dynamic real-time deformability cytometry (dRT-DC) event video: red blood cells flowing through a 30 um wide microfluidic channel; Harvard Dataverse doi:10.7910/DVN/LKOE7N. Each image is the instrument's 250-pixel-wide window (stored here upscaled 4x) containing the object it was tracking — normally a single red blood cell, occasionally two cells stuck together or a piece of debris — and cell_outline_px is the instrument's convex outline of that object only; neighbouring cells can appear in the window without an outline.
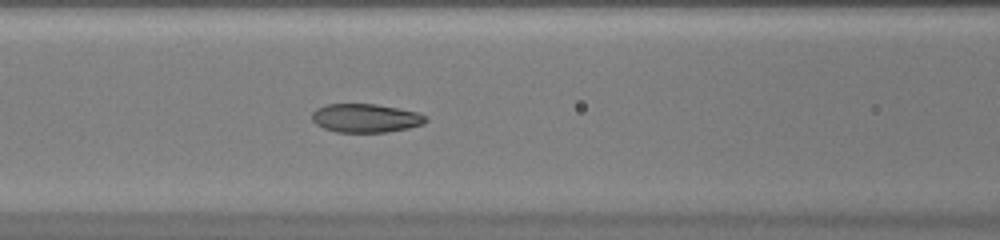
{"species": "common noctule bat (a hibernating species)", "species_latin": "Nyctalus noctula", "temperature_condition": "warm", "stored_images_in_passage": 36, "camera_frame_rate_fps": 3000, "um_per_image_px": 0.085, "animal": {"sex": "female", "body_mass_g": 20.0, "forearm_length_mm": 54.0}, "frame": {"image": 1, "passage_image": 7, "time_ms": 2.0, "image_size_px": [1000, 240], "cell_outline_px": [[428, 120], [424, 124], [408, 128], [388, 132], [336, 132], [324, 128], [316, 124], [312, 120], [312, 112], [316, 108], [328, 104], [376, 104], [416, 112], [428, 116]], "centroid_in_image_um": [31.09, 10.04], "position_along_channel_um": 135.5, "area_um2": 19.02}}
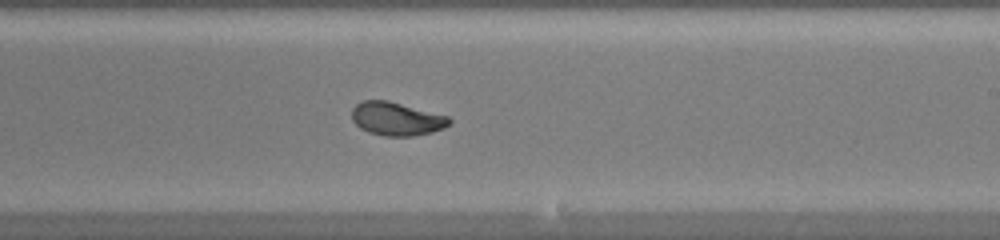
{"frame": {"image": 2, "passage_image": 16, "time_ms": 5.0, "image_size_px": [1000, 240], "cell_outline_px": [[452, 120], [444, 128], [432, 132], [412, 136], [384, 136], [368, 132], [360, 128], [352, 120], [352, 108], [356, 104], [364, 100], [388, 100], [448, 116]], "centroid_in_image_um": [33.69, 10.1], "position_along_channel_um": 255.3, "area_um2": 18.96}}
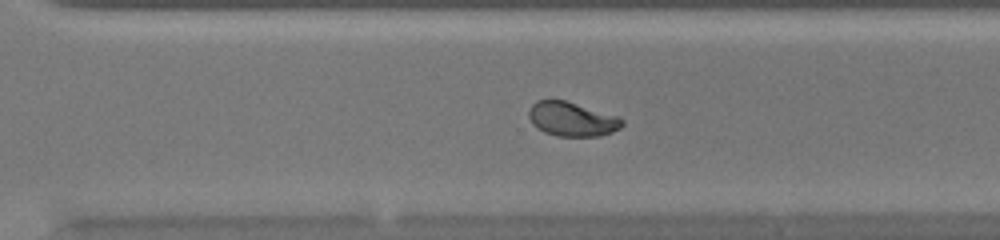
{"frame": {"image": 3, "passage_image": 21, "time_ms": 6.667, "image_size_px": [1000, 240], "cell_outline_px": [[624, 124], [620, 128], [612, 132], [600, 136], [556, 136], [544, 132], [536, 128], [532, 124], [528, 116], [528, 112], [532, 104], [536, 100], [564, 100], [620, 116], [624, 120]], "centroid_in_image_um": [48.62, 10.13], "position_along_channel_um": 322.0, "area_um2": 18.84}, "authors_computed_cell_mechanics": {"area_um2": 19.2763, "velocity_mm_per_s": 3.9996, "shape_relaxation_time_tau1_ms": 6.0304, "shape_relaxation_time_tau2_ms": 0.8522, "deformation_change_tau1": 0.2014, "deformation_change_tau2": 0.052}}